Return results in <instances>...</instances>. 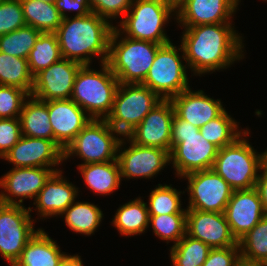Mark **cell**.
<instances>
[{
	"label": "cell",
	"mask_w": 267,
	"mask_h": 266,
	"mask_svg": "<svg viewBox=\"0 0 267 266\" xmlns=\"http://www.w3.org/2000/svg\"><path fill=\"white\" fill-rule=\"evenodd\" d=\"M186 234L212 249L238 244L224 213L187 209Z\"/></svg>",
	"instance_id": "17"
},
{
	"label": "cell",
	"mask_w": 267,
	"mask_h": 266,
	"mask_svg": "<svg viewBox=\"0 0 267 266\" xmlns=\"http://www.w3.org/2000/svg\"><path fill=\"white\" fill-rule=\"evenodd\" d=\"M212 248L201 240L185 235L170 250L173 266H202Z\"/></svg>",
	"instance_id": "34"
},
{
	"label": "cell",
	"mask_w": 267,
	"mask_h": 266,
	"mask_svg": "<svg viewBox=\"0 0 267 266\" xmlns=\"http://www.w3.org/2000/svg\"><path fill=\"white\" fill-rule=\"evenodd\" d=\"M149 224L161 240L174 241L176 245L186 235V214L149 215Z\"/></svg>",
	"instance_id": "37"
},
{
	"label": "cell",
	"mask_w": 267,
	"mask_h": 266,
	"mask_svg": "<svg viewBox=\"0 0 267 266\" xmlns=\"http://www.w3.org/2000/svg\"><path fill=\"white\" fill-rule=\"evenodd\" d=\"M177 51H182V57ZM180 58L185 59L182 45L177 48L172 42L158 48L154 62L149 69L145 80L141 83L161 99H171L190 88L186 67Z\"/></svg>",
	"instance_id": "10"
},
{
	"label": "cell",
	"mask_w": 267,
	"mask_h": 266,
	"mask_svg": "<svg viewBox=\"0 0 267 266\" xmlns=\"http://www.w3.org/2000/svg\"><path fill=\"white\" fill-rule=\"evenodd\" d=\"M185 27V28H184ZM186 65L196 75L225 69L243 58L242 38L231 23L183 26Z\"/></svg>",
	"instance_id": "1"
},
{
	"label": "cell",
	"mask_w": 267,
	"mask_h": 266,
	"mask_svg": "<svg viewBox=\"0 0 267 266\" xmlns=\"http://www.w3.org/2000/svg\"><path fill=\"white\" fill-rule=\"evenodd\" d=\"M78 169L87 186L97 194L107 195L120 187L121 173L118 160L80 164Z\"/></svg>",
	"instance_id": "26"
},
{
	"label": "cell",
	"mask_w": 267,
	"mask_h": 266,
	"mask_svg": "<svg viewBox=\"0 0 267 266\" xmlns=\"http://www.w3.org/2000/svg\"><path fill=\"white\" fill-rule=\"evenodd\" d=\"M21 122L19 118H0V158L21 138Z\"/></svg>",
	"instance_id": "41"
},
{
	"label": "cell",
	"mask_w": 267,
	"mask_h": 266,
	"mask_svg": "<svg viewBox=\"0 0 267 266\" xmlns=\"http://www.w3.org/2000/svg\"><path fill=\"white\" fill-rule=\"evenodd\" d=\"M34 76L26 58H19L0 51V85L13 86L31 94Z\"/></svg>",
	"instance_id": "30"
},
{
	"label": "cell",
	"mask_w": 267,
	"mask_h": 266,
	"mask_svg": "<svg viewBox=\"0 0 267 266\" xmlns=\"http://www.w3.org/2000/svg\"><path fill=\"white\" fill-rule=\"evenodd\" d=\"M26 25L41 33H54L63 18L54 3L37 0H20Z\"/></svg>",
	"instance_id": "28"
},
{
	"label": "cell",
	"mask_w": 267,
	"mask_h": 266,
	"mask_svg": "<svg viewBox=\"0 0 267 266\" xmlns=\"http://www.w3.org/2000/svg\"><path fill=\"white\" fill-rule=\"evenodd\" d=\"M121 35L120 30L115 26L109 41V55L106 63L119 83H142L161 44L121 37ZM119 37H121L120 41Z\"/></svg>",
	"instance_id": "4"
},
{
	"label": "cell",
	"mask_w": 267,
	"mask_h": 266,
	"mask_svg": "<svg viewBox=\"0 0 267 266\" xmlns=\"http://www.w3.org/2000/svg\"><path fill=\"white\" fill-rule=\"evenodd\" d=\"M217 152L218 148L201 135L198 127L173 116L170 161L177 176L212 169Z\"/></svg>",
	"instance_id": "3"
},
{
	"label": "cell",
	"mask_w": 267,
	"mask_h": 266,
	"mask_svg": "<svg viewBox=\"0 0 267 266\" xmlns=\"http://www.w3.org/2000/svg\"><path fill=\"white\" fill-rule=\"evenodd\" d=\"M174 115L175 111L170 99H162L142 122L125 136V139L141 146L161 148L170 153Z\"/></svg>",
	"instance_id": "13"
},
{
	"label": "cell",
	"mask_w": 267,
	"mask_h": 266,
	"mask_svg": "<svg viewBox=\"0 0 267 266\" xmlns=\"http://www.w3.org/2000/svg\"><path fill=\"white\" fill-rule=\"evenodd\" d=\"M172 12L176 13L175 0H133L118 30L128 38L164 45L171 42L163 26L176 15Z\"/></svg>",
	"instance_id": "7"
},
{
	"label": "cell",
	"mask_w": 267,
	"mask_h": 266,
	"mask_svg": "<svg viewBox=\"0 0 267 266\" xmlns=\"http://www.w3.org/2000/svg\"><path fill=\"white\" fill-rule=\"evenodd\" d=\"M30 94L17 87L0 85V118H19Z\"/></svg>",
	"instance_id": "38"
},
{
	"label": "cell",
	"mask_w": 267,
	"mask_h": 266,
	"mask_svg": "<svg viewBox=\"0 0 267 266\" xmlns=\"http://www.w3.org/2000/svg\"><path fill=\"white\" fill-rule=\"evenodd\" d=\"M25 25L20 0H0V36Z\"/></svg>",
	"instance_id": "39"
},
{
	"label": "cell",
	"mask_w": 267,
	"mask_h": 266,
	"mask_svg": "<svg viewBox=\"0 0 267 266\" xmlns=\"http://www.w3.org/2000/svg\"><path fill=\"white\" fill-rule=\"evenodd\" d=\"M241 261L267 264V214L239 241Z\"/></svg>",
	"instance_id": "31"
},
{
	"label": "cell",
	"mask_w": 267,
	"mask_h": 266,
	"mask_svg": "<svg viewBox=\"0 0 267 266\" xmlns=\"http://www.w3.org/2000/svg\"><path fill=\"white\" fill-rule=\"evenodd\" d=\"M61 215L74 232L90 235L96 231L103 217L99 207L89 202H73Z\"/></svg>",
	"instance_id": "29"
},
{
	"label": "cell",
	"mask_w": 267,
	"mask_h": 266,
	"mask_svg": "<svg viewBox=\"0 0 267 266\" xmlns=\"http://www.w3.org/2000/svg\"><path fill=\"white\" fill-rule=\"evenodd\" d=\"M149 219L147 203L136 198L119 207L112 223L121 235L133 236L145 232Z\"/></svg>",
	"instance_id": "27"
},
{
	"label": "cell",
	"mask_w": 267,
	"mask_h": 266,
	"mask_svg": "<svg viewBox=\"0 0 267 266\" xmlns=\"http://www.w3.org/2000/svg\"><path fill=\"white\" fill-rule=\"evenodd\" d=\"M62 59L55 33H41L31 49L27 61L30 73L35 76L41 70Z\"/></svg>",
	"instance_id": "32"
},
{
	"label": "cell",
	"mask_w": 267,
	"mask_h": 266,
	"mask_svg": "<svg viewBox=\"0 0 267 266\" xmlns=\"http://www.w3.org/2000/svg\"><path fill=\"white\" fill-rule=\"evenodd\" d=\"M250 133L246 129L234 143L218 149L213 170L220 175L235 190L255 188L258 171L265 164V152L256 153L247 142Z\"/></svg>",
	"instance_id": "6"
},
{
	"label": "cell",
	"mask_w": 267,
	"mask_h": 266,
	"mask_svg": "<svg viewBox=\"0 0 267 266\" xmlns=\"http://www.w3.org/2000/svg\"><path fill=\"white\" fill-rule=\"evenodd\" d=\"M78 188L62 177V171L54 172L40 190L35 202L40 217H51L62 214L74 201Z\"/></svg>",
	"instance_id": "23"
},
{
	"label": "cell",
	"mask_w": 267,
	"mask_h": 266,
	"mask_svg": "<svg viewBox=\"0 0 267 266\" xmlns=\"http://www.w3.org/2000/svg\"><path fill=\"white\" fill-rule=\"evenodd\" d=\"M5 161L19 167L51 168L61 164L64 152L52 141L45 138L21 136L19 141L3 156Z\"/></svg>",
	"instance_id": "19"
},
{
	"label": "cell",
	"mask_w": 267,
	"mask_h": 266,
	"mask_svg": "<svg viewBox=\"0 0 267 266\" xmlns=\"http://www.w3.org/2000/svg\"><path fill=\"white\" fill-rule=\"evenodd\" d=\"M241 263L239 244L226 248L211 249L202 266H239Z\"/></svg>",
	"instance_id": "42"
},
{
	"label": "cell",
	"mask_w": 267,
	"mask_h": 266,
	"mask_svg": "<svg viewBox=\"0 0 267 266\" xmlns=\"http://www.w3.org/2000/svg\"><path fill=\"white\" fill-rule=\"evenodd\" d=\"M133 0H88L91 12L106 20L118 16L125 17Z\"/></svg>",
	"instance_id": "40"
},
{
	"label": "cell",
	"mask_w": 267,
	"mask_h": 266,
	"mask_svg": "<svg viewBox=\"0 0 267 266\" xmlns=\"http://www.w3.org/2000/svg\"><path fill=\"white\" fill-rule=\"evenodd\" d=\"M102 70H91L83 65L75 78L71 100L77 103L92 119H106L111 113L119 86L117 77L107 63ZM90 68V69H89ZM102 116V117H101Z\"/></svg>",
	"instance_id": "5"
},
{
	"label": "cell",
	"mask_w": 267,
	"mask_h": 266,
	"mask_svg": "<svg viewBox=\"0 0 267 266\" xmlns=\"http://www.w3.org/2000/svg\"><path fill=\"white\" fill-rule=\"evenodd\" d=\"M239 0H176V21L182 26L231 23Z\"/></svg>",
	"instance_id": "18"
},
{
	"label": "cell",
	"mask_w": 267,
	"mask_h": 266,
	"mask_svg": "<svg viewBox=\"0 0 267 266\" xmlns=\"http://www.w3.org/2000/svg\"><path fill=\"white\" fill-rule=\"evenodd\" d=\"M114 27L109 20L93 12L87 16L64 18L54 32L62 58L90 66L92 56H101V64L106 63Z\"/></svg>",
	"instance_id": "2"
},
{
	"label": "cell",
	"mask_w": 267,
	"mask_h": 266,
	"mask_svg": "<svg viewBox=\"0 0 267 266\" xmlns=\"http://www.w3.org/2000/svg\"><path fill=\"white\" fill-rule=\"evenodd\" d=\"M161 100L141 83H119L111 113L105 120L125 137Z\"/></svg>",
	"instance_id": "8"
},
{
	"label": "cell",
	"mask_w": 267,
	"mask_h": 266,
	"mask_svg": "<svg viewBox=\"0 0 267 266\" xmlns=\"http://www.w3.org/2000/svg\"><path fill=\"white\" fill-rule=\"evenodd\" d=\"M175 114L195 127H202L218 117L225 109L219 99L205 95L203 90L192 91L190 88L172 97Z\"/></svg>",
	"instance_id": "22"
},
{
	"label": "cell",
	"mask_w": 267,
	"mask_h": 266,
	"mask_svg": "<svg viewBox=\"0 0 267 266\" xmlns=\"http://www.w3.org/2000/svg\"><path fill=\"white\" fill-rule=\"evenodd\" d=\"M54 4L63 19L68 17L66 11H77L75 16H87L91 13L88 0H55Z\"/></svg>",
	"instance_id": "43"
},
{
	"label": "cell",
	"mask_w": 267,
	"mask_h": 266,
	"mask_svg": "<svg viewBox=\"0 0 267 266\" xmlns=\"http://www.w3.org/2000/svg\"><path fill=\"white\" fill-rule=\"evenodd\" d=\"M260 172L262 173L258 175L257 182L255 183V189L257 190L263 208L267 213V165L266 164H264L261 167Z\"/></svg>",
	"instance_id": "44"
},
{
	"label": "cell",
	"mask_w": 267,
	"mask_h": 266,
	"mask_svg": "<svg viewBox=\"0 0 267 266\" xmlns=\"http://www.w3.org/2000/svg\"><path fill=\"white\" fill-rule=\"evenodd\" d=\"M66 255L44 230L38 229L13 266H60Z\"/></svg>",
	"instance_id": "24"
},
{
	"label": "cell",
	"mask_w": 267,
	"mask_h": 266,
	"mask_svg": "<svg viewBox=\"0 0 267 266\" xmlns=\"http://www.w3.org/2000/svg\"><path fill=\"white\" fill-rule=\"evenodd\" d=\"M128 149L120 150L124 145L122 138L117 154L121 178H152L159 171L164 170L170 162V153L164 149L150 146H141L132 141ZM121 151V152H120Z\"/></svg>",
	"instance_id": "15"
},
{
	"label": "cell",
	"mask_w": 267,
	"mask_h": 266,
	"mask_svg": "<svg viewBox=\"0 0 267 266\" xmlns=\"http://www.w3.org/2000/svg\"><path fill=\"white\" fill-rule=\"evenodd\" d=\"M82 66L62 58L34 76L30 95L42 101L70 99L76 75Z\"/></svg>",
	"instance_id": "14"
},
{
	"label": "cell",
	"mask_w": 267,
	"mask_h": 266,
	"mask_svg": "<svg viewBox=\"0 0 267 266\" xmlns=\"http://www.w3.org/2000/svg\"><path fill=\"white\" fill-rule=\"evenodd\" d=\"M48 113L53 129L54 143L63 152L92 119L71 99L48 101Z\"/></svg>",
	"instance_id": "21"
},
{
	"label": "cell",
	"mask_w": 267,
	"mask_h": 266,
	"mask_svg": "<svg viewBox=\"0 0 267 266\" xmlns=\"http://www.w3.org/2000/svg\"><path fill=\"white\" fill-rule=\"evenodd\" d=\"M30 207L0 203V253L11 266L38 230H34Z\"/></svg>",
	"instance_id": "11"
},
{
	"label": "cell",
	"mask_w": 267,
	"mask_h": 266,
	"mask_svg": "<svg viewBox=\"0 0 267 266\" xmlns=\"http://www.w3.org/2000/svg\"><path fill=\"white\" fill-rule=\"evenodd\" d=\"M121 135L105 119H91L65 148L64 160L76 154L84 163L92 164L117 160Z\"/></svg>",
	"instance_id": "9"
},
{
	"label": "cell",
	"mask_w": 267,
	"mask_h": 266,
	"mask_svg": "<svg viewBox=\"0 0 267 266\" xmlns=\"http://www.w3.org/2000/svg\"><path fill=\"white\" fill-rule=\"evenodd\" d=\"M40 34L39 30L30 25L20 27L0 36V51L11 56L27 59Z\"/></svg>",
	"instance_id": "35"
},
{
	"label": "cell",
	"mask_w": 267,
	"mask_h": 266,
	"mask_svg": "<svg viewBox=\"0 0 267 266\" xmlns=\"http://www.w3.org/2000/svg\"><path fill=\"white\" fill-rule=\"evenodd\" d=\"M238 125L235 119L233 120L224 110L218 117L204 124L199 130L206 140L221 149L224 146L231 145L240 136L244 135L245 130L243 132L238 131Z\"/></svg>",
	"instance_id": "33"
},
{
	"label": "cell",
	"mask_w": 267,
	"mask_h": 266,
	"mask_svg": "<svg viewBox=\"0 0 267 266\" xmlns=\"http://www.w3.org/2000/svg\"><path fill=\"white\" fill-rule=\"evenodd\" d=\"M60 266H83V263L78 255H66L61 261Z\"/></svg>",
	"instance_id": "45"
},
{
	"label": "cell",
	"mask_w": 267,
	"mask_h": 266,
	"mask_svg": "<svg viewBox=\"0 0 267 266\" xmlns=\"http://www.w3.org/2000/svg\"><path fill=\"white\" fill-rule=\"evenodd\" d=\"M181 192L171 185H161L154 188L149 196V215L187 214V209L181 208Z\"/></svg>",
	"instance_id": "36"
},
{
	"label": "cell",
	"mask_w": 267,
	"mask_h": 266,
	"mask_svg": "<svg viewBox=\"0 0 267 266\" xmlns=\"http://www.w3.org/2000/svg\"><path fill=\"white\" fill-rule=\"evenodd\" d=\"M265 164L267 165V150H265Z\"/></svg>",
	"instance_id": "48"
},
{
	"label": "cell",
	"mask_w": 267,
	"mask_h": 266,
	"mask_svg": "<svg viewBox=\"0 0 267 266\" xmlns=\"http://www.w3.org/2000/svg\"><path fill=\"white\" fill-rule=\"evenodd\" d=\"M25 100L20 113L21 133L32 138H45L54 142V134L50 125L48 101L33 96Z\"/></svg>",
	"instance_id": "25"
},
{
	"label": "cell",
	"mask_w": 267,
	"mask_h": 266,
	"mask_svg": "<svg viewBox=\"0 0 267 266\" xmlns=\"http://www.w3.org/2000/svg\"><path fill=\"white\" fill-rule=\"evenodd\" d=\"M239 266H267V264H249V263L241 261Z\"/></svg>",
	"instance_id": "46"
},
{
	"label": "cell",
	"mask_w": 267,
	"mask_h": 266,
	"mask_svg": "<svg viewBox=\"0 0 267 266\" xmlns=\"http://www.w3.org/2000/svg\"><path fill=\"white\" fill-rule=\"evenodd\" d=\"M60 169L45 167L12 168L0 179V203L4 205H22L25 198H36L50 176ZM19 198L18 201L13 199Z\"/></svg>",
	"instance_id": "16"
},
{
	"label": "cell",
	"mask_w": 267,
	"mask_h": 266,
	"mask_svg": "<svg viewBox=\"0 0 267 266\" xmlns=\"http://www.w3.org/2000/svg\"><path fill=\"white\" fill-rule=\"evenodd\" d=\"M182 178L189 184L187 209L224 213L234 190L213 169L195 171Z\"/></svg>",
	"instance_id": "12"
},
{
	"label": "cell",
	"mask_w": 267,
	"mask_h": 266,
	"mask_svg": "<svg viewBox=\"0 0 267 266\" xmlns=\"http://www.w3.org/2000/svg\"><path fill=\"white\" fill-rule=\"evenodd\" d=\"M37 1H42V2H47V3H55V0H37Z\"/></svg>",
	"instance_id": "47"
},
{
	"label": "cell",
	"mask_w": 267,
	"mask_h": 266,
	"mask_svg": "<svg viewBox=\"0 0 267 266\" xmlns=\"http://www.w3.org/2000/svg\"><path fill=\"white\" fill-rule=\"evenodd\" d=\"M266 214L255 188L233 191L224 211L231 232L237 241L246 235Z\"/></svg>",
	"instance_id": "20"
}]
</instances>
